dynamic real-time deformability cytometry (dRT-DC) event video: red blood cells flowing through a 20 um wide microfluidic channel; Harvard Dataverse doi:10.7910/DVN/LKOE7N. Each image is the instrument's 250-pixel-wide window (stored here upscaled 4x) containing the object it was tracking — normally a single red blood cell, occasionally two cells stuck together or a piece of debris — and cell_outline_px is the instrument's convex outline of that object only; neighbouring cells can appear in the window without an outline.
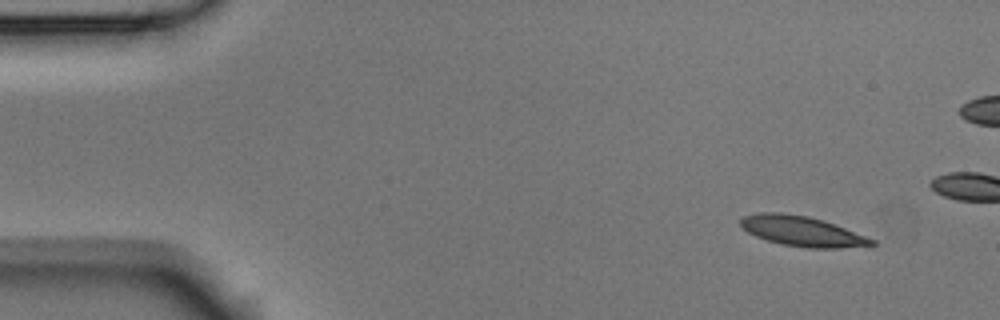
{"species": "Egyptian fruit bat (a non-hibernating species)", "species_latin": "Rousettus aegyptiacus", "temperature_condition": "room temperature", "stored_images_in_passage": 9, "camera_frame_rate_fps": 3000, "um_per_image_px": 0.085, "animal": {"sex": "male"}, "frame": {"image": 1, "passage_image": 1, "time_ms": 0.0, "image_size_px": [1000, 320], "cell_outline_px": [[876, 244], [840, 248], [808, 248], [780, 244], [756, 236], [748, 232], [740, 224], [740, 220], [744, 216], [760, 212], [780, 212], [808, 216], [824, 220], [876, 240]], "centroid_in_image_um": [68.17, 19.65], "position_along_channel_um": 16.8, "area_um2": 22.83}}
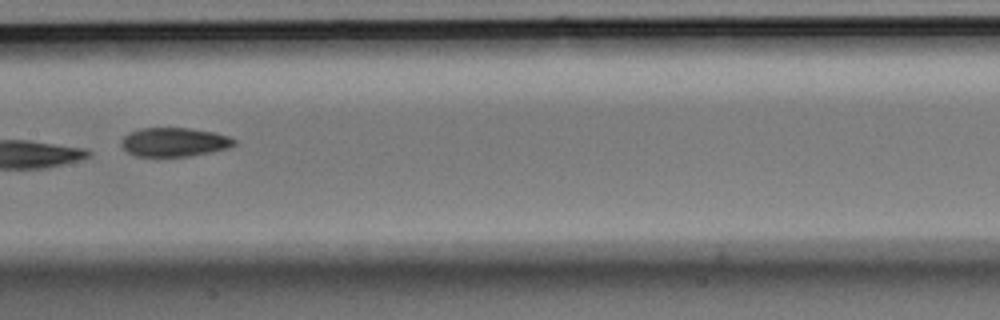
{"frame": {"image": 2, "passage_image": 7, "time_ms": 2.0, "image_size_px": [1000, 320], "cell_outline_px": [[236, 144], [228, 148], [212, 152], [188, 156], [136, 156], [128, 152], [120, 144], [120, 140], [128, 132], [140, 128], [188, 128], [212, 132], [228, 136], [236, 140]], "centroid_in_image_um": [14.79, 12.07], "position_along_channel_um": 192.6, "area_um2": 19.02}}
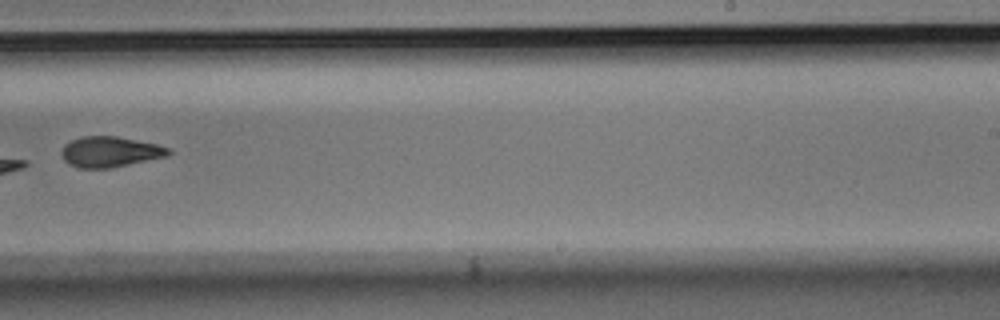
{"frame": {"image": 3, "passage_image": 9, "time_ms": 2.667, "image_size_px": [1000, 320], "cell_outline_px": [[172, 152], [164, 156], [112, 168], [80, 168], [68, 164], [64, 160], [60, 152], [64, 144], [72, 140], [84, 136], [116, 136], [156, 144], [168, 148]], "centroid_in_image_um": [9.29, 12.9], "position_along_channel_um": 279.7, "area_um2": 18.84}}